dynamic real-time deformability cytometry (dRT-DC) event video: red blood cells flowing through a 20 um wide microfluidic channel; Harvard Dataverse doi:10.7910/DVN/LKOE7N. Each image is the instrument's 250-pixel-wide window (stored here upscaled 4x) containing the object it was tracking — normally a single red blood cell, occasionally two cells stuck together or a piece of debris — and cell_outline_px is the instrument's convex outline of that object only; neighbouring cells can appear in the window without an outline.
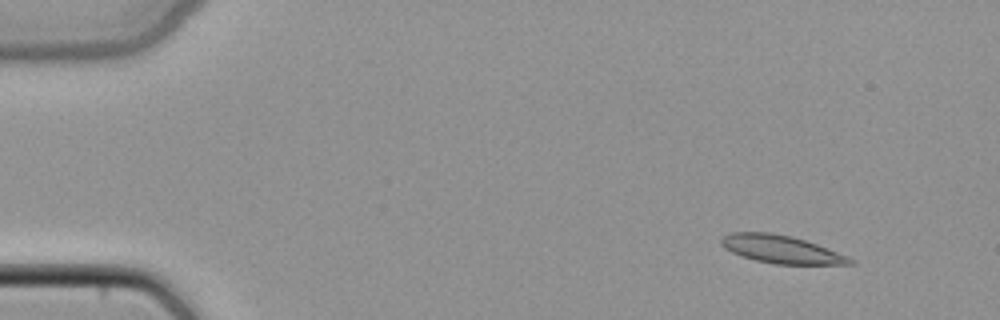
{"species": "common noctule bat (a hibernating species)", "species_latin": "Nyctalus noctula", "temperature_condition": "cold", "stored_images_in_passage": 3, "camera_frame_rate_fps": 3000, "um_per_image_px": 0.085, "animal": {"sex": "female", "body_mass_g": 22.7, "forearm_length_mm": 54.2}, "frame": {"image": 1, "passage_image": 1, "time_ms": 0.0, "image_size_px": [1000, 320], "cell_outline_px": [[856, 264], [776, 264], [756, 260], [732, 252], [724, 248], [720, 244], [720, 236], [728, 232], [772, 232], [792, 236], [816, 244], [856, 260]], "centroid_in_image_um": [66.35, 21.17], "position_along_channel_um": 18.7, "area_um2": 20.87}}